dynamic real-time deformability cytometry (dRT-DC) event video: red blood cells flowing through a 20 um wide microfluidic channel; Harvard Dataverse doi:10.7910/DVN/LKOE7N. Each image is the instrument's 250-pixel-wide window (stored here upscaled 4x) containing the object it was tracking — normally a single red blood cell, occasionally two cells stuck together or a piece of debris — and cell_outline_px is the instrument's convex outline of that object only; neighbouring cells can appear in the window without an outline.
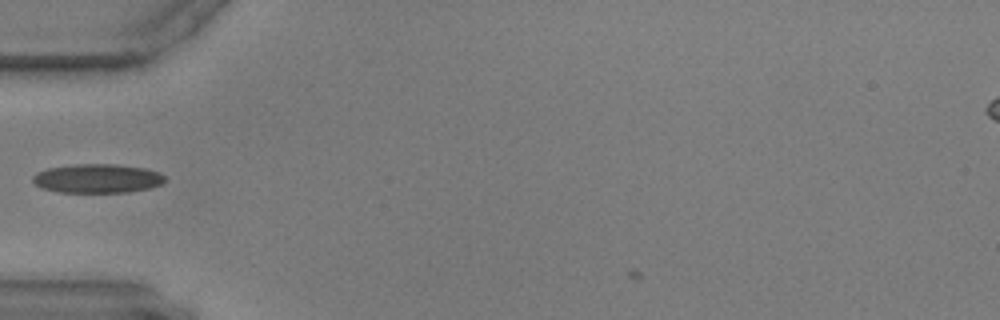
{"species": "common noctule bat (a hibernating species)", "species_latin": "Nyctalus noctula", "temperature_condition": "warm", "stored_images_in_passage": 39, "camera_frame_rate_fps": 3000, "um_per_image_px": 0.085, "animal": {"sex": "male", "body_mass_g": 17.9, "forearm_length_mm": 54.2}, "frame": {"image": 1, "passage_image": 4, "time_ms": 1.0, "image_size_px": [1000, 320], "cell_outline_px": [[164, 180], [160, 184], [148, 188], [128, 192], [56, 192], [40, 188], [32, 180], [32, 176], [36, 172], [48, 168], [76, 164], [116, 164], [144, 168], [160, 172], [164, 176]], "centroid_in_image_um": [8.23, 15.17], "position_along_channel_um": 76.8, "area_um2": 22.31}}
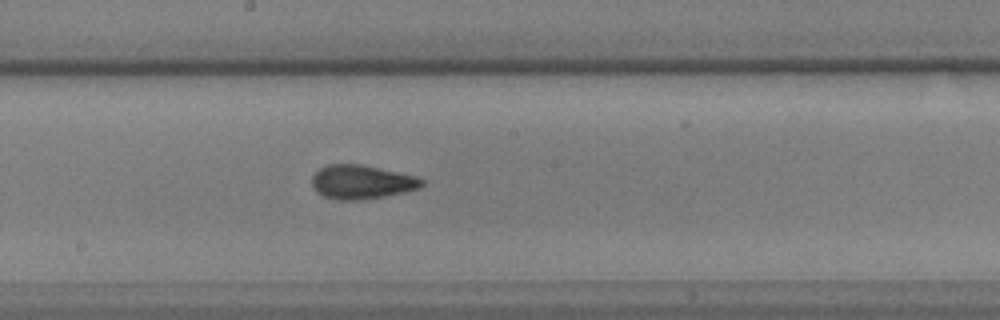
{"frame": {"image": 2, "passage_image": 16, "time_ms": 5.0, "image_size_px": [1000, 320], "cell_outline_px": [[424, 184], [420, 188], [404, 192], [384, 196], [360, 200], [340, 200], [324, 196], [316, 192], [312, 188], [312, 176], [320, 168], [328, 164], [364, 164], [416, 176], [424, 180]], "centroid_in_image_um": [30.74, 15.46], "position_along_channel_um": 217.5, "area_um2": 21.85}}
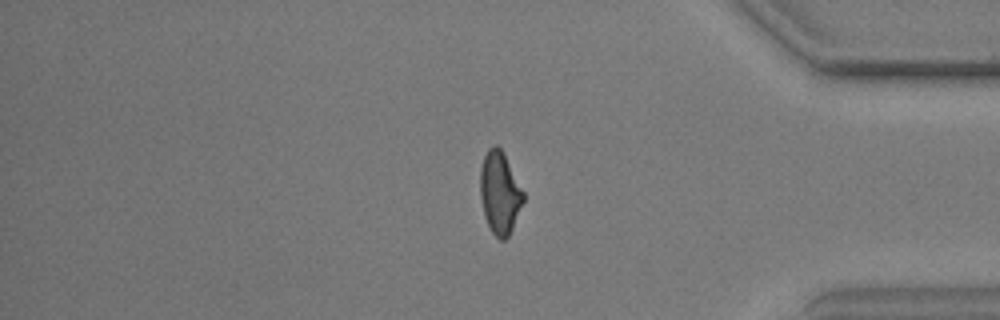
{"frame": {"image": 3, "passage_image": 33, "time_ms": 10.667, "image_size_px": [1000, 320], "cell_outline_px": [[524, 200], [512, 228], [508, 236], [504, 240], [500, 240], [492, 232], [484, 216], [480, 196], [480, 168], [484, 156], [488, 148], [492, 144], [496, 144], [504, 152], [524, 192]], "centroid_in_image_um": [42.47, 16.34], "position_along_channel_um": 392.7, "area_um2": 20.75}}